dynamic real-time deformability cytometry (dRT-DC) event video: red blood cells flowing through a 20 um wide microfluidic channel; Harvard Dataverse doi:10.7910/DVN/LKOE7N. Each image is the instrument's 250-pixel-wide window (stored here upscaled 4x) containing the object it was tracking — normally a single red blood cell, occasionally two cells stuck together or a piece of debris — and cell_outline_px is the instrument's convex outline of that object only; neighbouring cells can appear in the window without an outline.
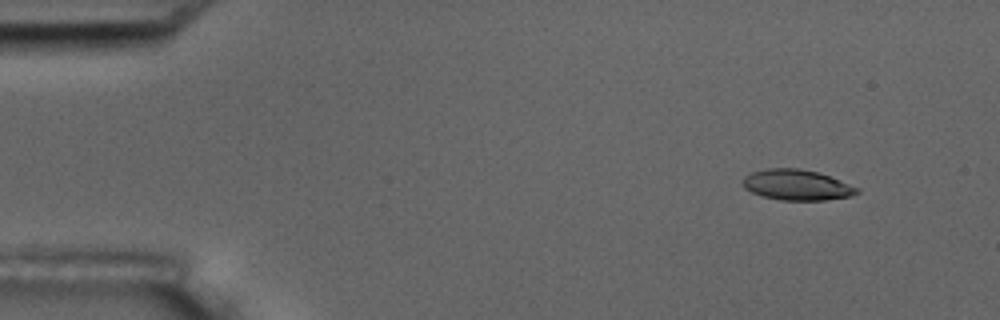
{"species": "common noctule bat (a hibernating species)", "species_latin": "Nyctalus noctula", "temperature_condition": "room temperature", "stored_images_in_passage": 4, "camera_frame_rate_fps": 3000, "um_per_image_px": 0.085, "animal": {"sex": "male", "body_mass_g": 17.5, "forearm_length_mm": 52.3}, "frame": {"image": 1, "passage_image": 1, "time_ms": 0.0, "image_size_px": [1000, 320], "cell_outline_px": [[860, 192], [852, 196], [824, 200], [780, 200], [764, 196], [752, 192], [744, 188], [740, 180], [744, 176], [752, 172], [768, 168], [800, 168], [816, 172], [828, 176], [860, 188]], "centroid_in_image_um": [67.71, 15.72], "position_along_channel_um": 17.3, "area_um2": 20.35}}
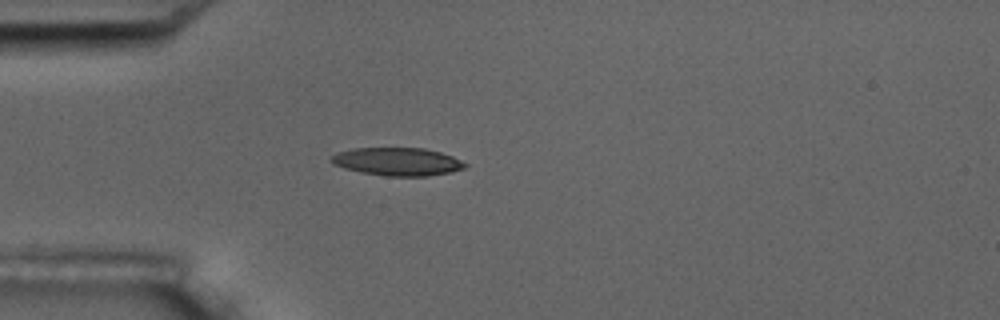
{"frame": {"image": 2, "passage_image": 4, "time_ms": 3.333, "image_size_px": [1000, 320], "cell_outline_px": [[468, 164], [464, 168], [452, 172], [428, 176], [384, 176], [360, 172], [344, 168], [332, 164], [332, 156], [340, 152], [352, 148], [424, 148], [440, 152], [452, 156]], "centroid_in_image_um": [33.8, 13.74], "position_along_channel_um": 51.2, "area_um2": 21.79}}